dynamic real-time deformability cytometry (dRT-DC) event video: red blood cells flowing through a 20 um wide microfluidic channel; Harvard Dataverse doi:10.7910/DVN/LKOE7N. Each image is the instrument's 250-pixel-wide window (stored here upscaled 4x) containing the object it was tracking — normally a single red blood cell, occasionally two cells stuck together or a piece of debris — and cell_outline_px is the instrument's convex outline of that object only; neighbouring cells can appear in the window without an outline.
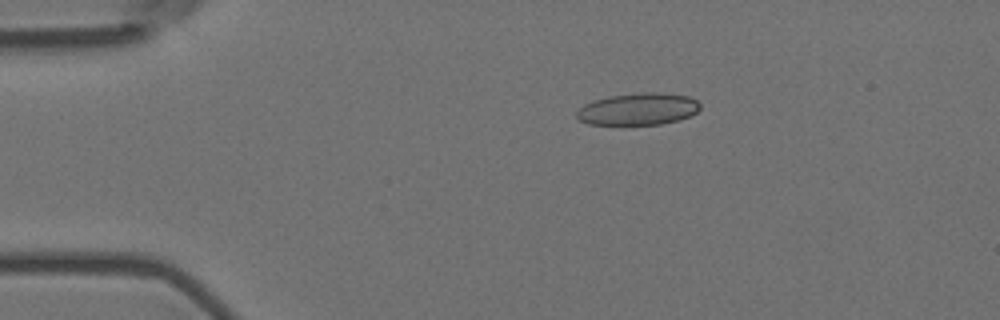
{"species": "Egyptian fruit bat (a non-hibernating species)", "species_latin": "Rousettus aegyptiacus", "temperature_condition": "room temperature", "stored_images_in_passage": 5, "camera_frame_rate_fps": 3000, "um_per_image_px": 0.085, "animal": {"sex": "female"}, "frame": {"image": 1, "passage_image": 5, "time_ms": 1.333, "image_size_px": [1000, 320], "cell_outline_px": [[700, 108], [692, 116], [680, 120], [660, 124], [588, 124], [580, 120], [576, 116], [576, 112], [584, 104], [592, 100], [608, 96], [644, 92], [656, 92], [688, 96], [696, 100], [700, 104]], "centroid_in_image_um": [54.25, 9.26], "position_along_channel_um": 30.7, "area_um2": 23.06}}